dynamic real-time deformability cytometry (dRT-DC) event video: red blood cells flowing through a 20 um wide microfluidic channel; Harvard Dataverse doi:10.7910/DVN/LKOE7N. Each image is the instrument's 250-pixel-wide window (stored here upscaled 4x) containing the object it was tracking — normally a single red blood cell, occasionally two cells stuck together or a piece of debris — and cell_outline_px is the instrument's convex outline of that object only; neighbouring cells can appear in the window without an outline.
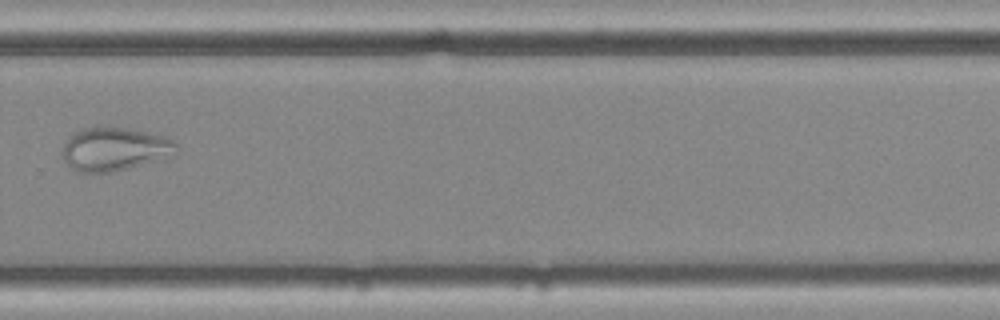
{"species": "common noctule bat (a hibernating species)", "species_latin": "Nyctalus noctula", "temperature_condition": "cold", "stored_images_in_passage": 7, "camera_frame_rate_fps": 3000, "um_per_image_px": 0.085, "animal": {"sex": "female", "body_mass_g": 25.1}, "frame": {"image": 1, "passage_image": 7, "time_ms": 2.0, "image_size_px": [1000, 320], "cell_outline_px": [[180, 148], [176, 156], [112, 172], [76, 172], [64, 160], [64, 144], [68, 136], [72, 132], [80, 128], [124, 128], [144, 132], [160, 136], [172, 140]], "centroid_in_image_um": [9.76, 12.69], "position_along_channel_um": 320.0, "area_um2": 28.67}}